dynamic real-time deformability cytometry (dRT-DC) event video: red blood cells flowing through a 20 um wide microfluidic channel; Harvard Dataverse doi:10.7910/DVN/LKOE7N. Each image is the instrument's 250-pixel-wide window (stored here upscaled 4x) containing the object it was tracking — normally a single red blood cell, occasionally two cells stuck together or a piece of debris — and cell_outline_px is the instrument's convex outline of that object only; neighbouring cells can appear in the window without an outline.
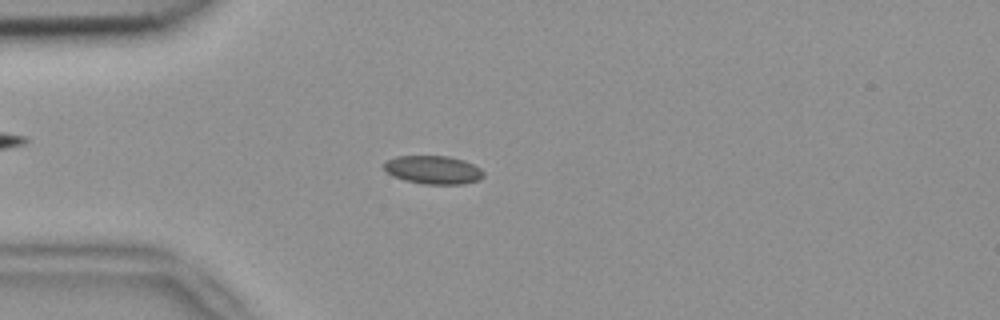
{"species": "common noctule bat (a hibernating species)", "species_latin": "Nyctalus noctula", "temperature_condition": "room temperature", "stored_images_in_passage": 52, "camera_frame_rate_fps": 3000, "um_per_image_px": 0.085, "animal": {"sex": "female", "body_mass_g": 18.4}, "frame": {"image": 1, "passage_image": 14, "time_ms": 4.333, "image_size_px": [1000, 320], "cell_outline_px": [[484, 176], [480, 180], [464, 184], [424, 184], [404, 180], [392, 176], [384, 168], [384, 160], [396, 156], [448, 156], [464, 160], [480, 168], [484, 172]], "centroid_in_image_um": [36.82, 14.44], "position_along_channel_um": 48.2, "area_um2": 16.59}}
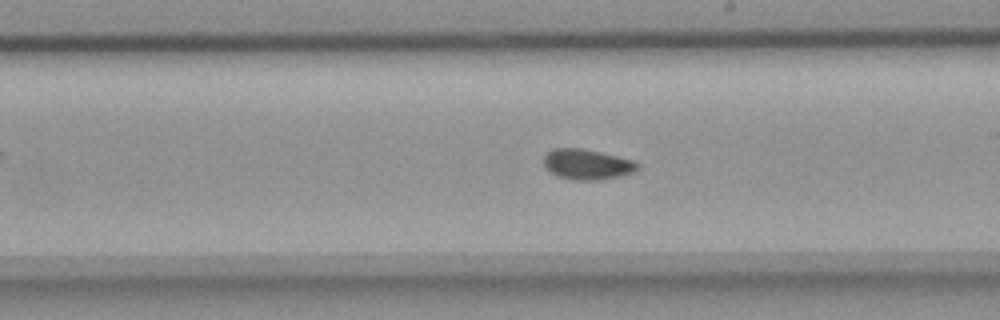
{"frame": {"image": 2, "passage_image": 30, "time_ms": 9.667, "image_size_px": [1000, 320], "cell_outline_px": [[640, 168], [632, 172], [620, 176], [596, 180], [576, 180], [556, 176], [544, 164], [544, 156], [552, 148], [580, 148], [600, 152], [632, 160], [640, 164]], "centroid_in_image_um": [49.91, 13.96], "position_along_channel_um": 239.1, "area_um2": 16.42}}
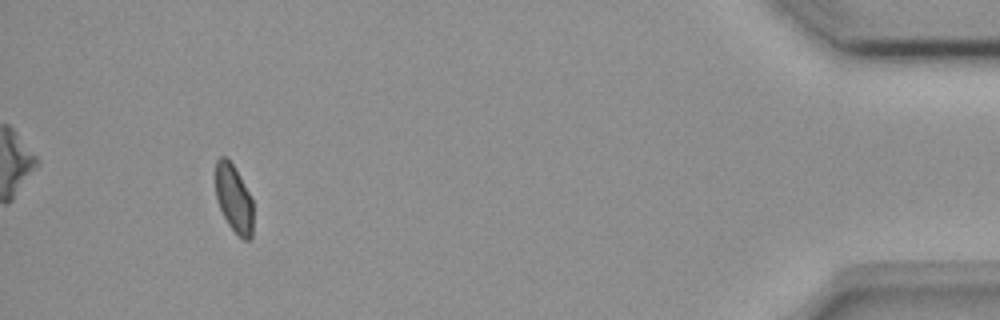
{"frame": {"image": 3, "passage_image": 49, "time_ms": 16.0, "image_size_px": [1000, 320], "cell_outline_px": [[252, 236], [248, 240], [244, 240], [228, 224], [220, 208], [216, 196], [216, 160], [220, 156], [224, 156], [236, 168], [252, 200]], "centroid_in_image_um": [19.87, 16.86], "position_along_channel_um": 415.3, "area_um2": 14.57}, "authors_computed_cell_mechanics": {"area_um2": 16.0973, "velocity_mm_per_s": 3.839, "shape_relaxation_time_tau1_ms": null, "shape_relaxation_time_tau2_ms": 2.9089, "deformation_change_tau1": null, "deformation_change_tau2": 0.0662}}